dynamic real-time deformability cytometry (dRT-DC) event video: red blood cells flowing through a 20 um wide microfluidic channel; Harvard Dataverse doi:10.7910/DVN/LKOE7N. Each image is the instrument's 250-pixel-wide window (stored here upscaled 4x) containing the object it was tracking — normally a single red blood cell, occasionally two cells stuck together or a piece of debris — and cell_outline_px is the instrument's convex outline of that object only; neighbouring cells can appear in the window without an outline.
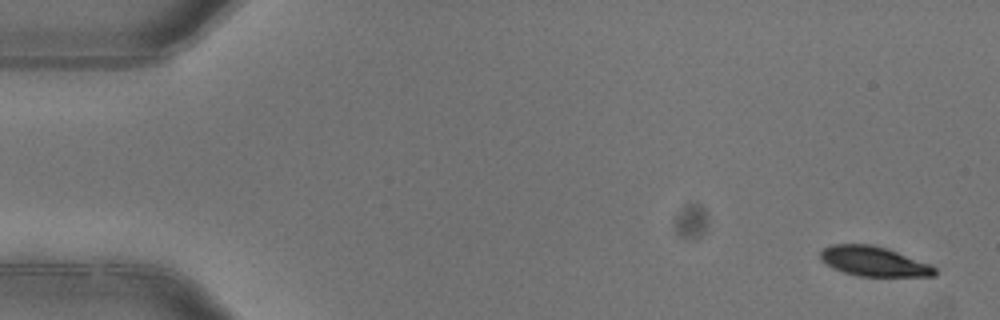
{"species": "common noctule bat (a hibernating species)", "species_latin": "Nyctalus noctula", "temperature_condition": "warm", "stored_images_in_passage": 4, "camera_frame_rate_fps": 3000, "um_per_image_px": 0.085, "animal": {"sex": "female"}, "frame": {"image": 1, "passage_image": 1, "time_ms": 0.0, "image_size_px": [1000, 320], "cell_outline_px": [[936, 276], [856, 276], [832, 268], [820, 260], [820, 252], [824, 248], [832, 244], [872, 244], [888, 248], [932, 264], [936, 268]], "centroid_in_image_um": [74.29, 22.21], "position_along_channel_um": 10.7, "area_um2": 20.11}}
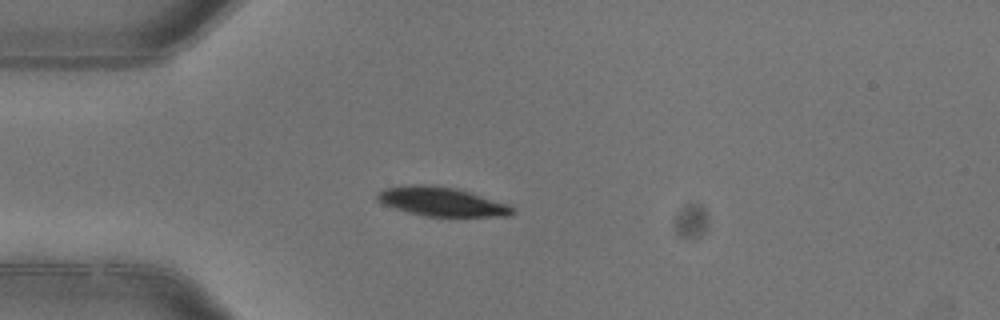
{"frame": {"image": 2, "passage_image": 4, "time_ms": 1.0, "image_size_px": [1000, 320], "cell_outline_px": [[516, 212], [512, 216], [428, 216], [408, 212], [384, 204], [376, 200], [376, 196], [384, 188], [408, 184], [432, 184], [456, 188], [472, 192], [512, 204]], "centroid_in_image_um": [37.62, 17.12], "position_along_channel_um": 47.4, "area_um2": 23.24}}